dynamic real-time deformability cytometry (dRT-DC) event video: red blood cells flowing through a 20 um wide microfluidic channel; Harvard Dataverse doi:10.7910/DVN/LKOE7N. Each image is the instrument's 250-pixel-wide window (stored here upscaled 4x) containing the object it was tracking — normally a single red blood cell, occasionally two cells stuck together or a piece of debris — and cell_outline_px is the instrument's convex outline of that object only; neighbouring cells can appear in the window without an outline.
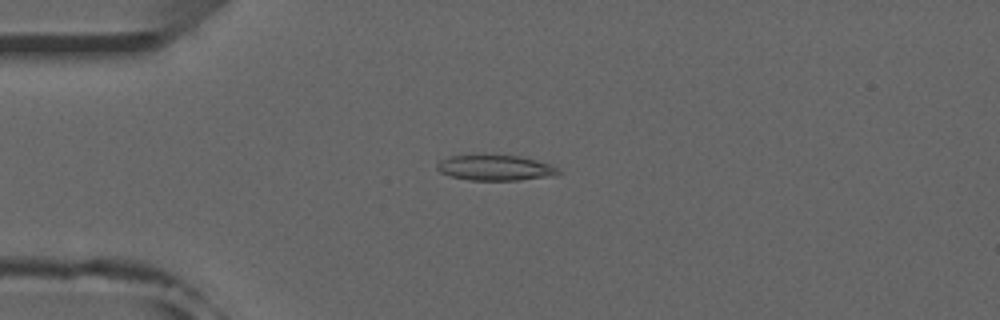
{"species": "common noctule bat (a hibernating species)", "species_latin": "Nyctalus noctula", "temperature_condition": "room temperature", "stored_images_in_passage": 52, "camera_frame_rate_fps": 3000, "um_per_image_px": 0.085, "animal": {"sex": "male", "forearm_length_mm": 52.5}, "frame": {"image": 1, "passage_image": 13, "time_ms": 4.0, "image_size_px": [1000, 320], "cell_outline_px": [[560, 172], [556, 176], [520, 180], [468, 180], [448, 176], [440, 172], [436, 168], [436, 164], [440, 160], [448, 156], [472, 152], [484, 152], [520, 156], [536, 160], [548, 164], [556, 168]], "centroid_in_image_um": [42.0, 14.21], "position_along_channel_um": 43.0, "area_um2": 19.07}}
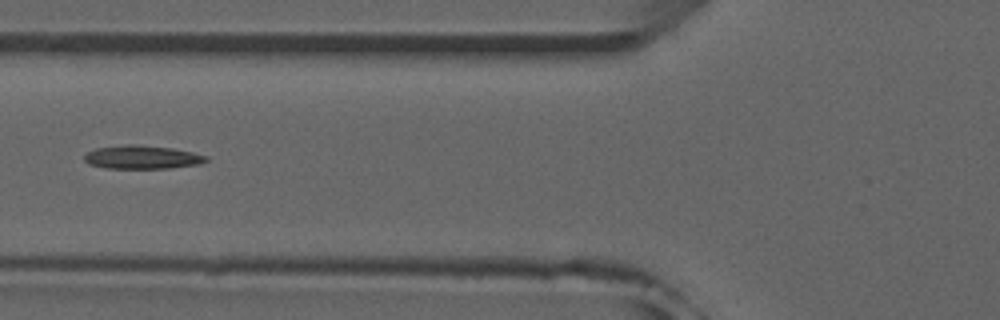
{"frame": {"image": 2, "passage_image": 20, "time_ms": 6.333, "image_size_px": [1000, 320], "cell_outline_px": [[208, 160], [200, 164], [172, 168], [108, 168], [88, 164], [84, 160], [84, 156], [88, 152], [96, 148], [128, 144], [136, 144], [172, 148], [192, 152], [208, 156]], "centroid_in_image_um": [12.1, 13.36], "position_along_channel_um": 113.7, "area_um2": 16.65}}
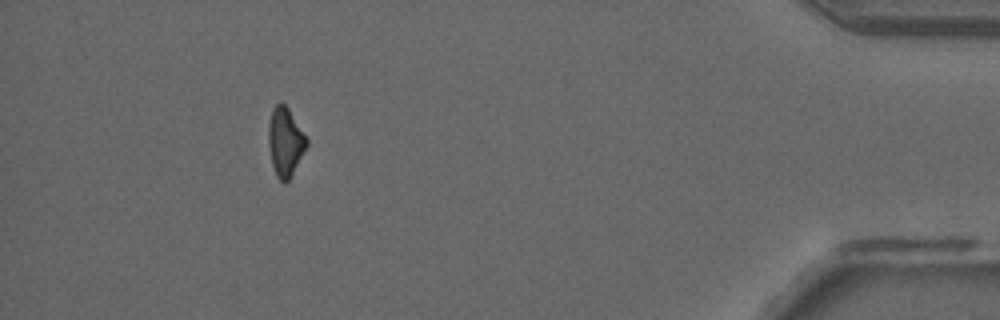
{"frame": {"image": 3, "passage_image": 47, "time_ms": 15.333, "image_size_px": [1000, 320], "cell_outline_px": [[308, 144], [288, 180], [284, 184], [276, 176], [272, 164], [268, 144], [268, 124], [272, 108], [280, 100], [288, 108], [308, 140]], "centroid_in_image_um": [24.22, 12.03], "position_along_channel_um": 411.0, "area_um2": 15.14}, "authors_computed_cell_mechanics": {"area_um2": 16.4152, "velocity_mm_per_s": 3.9778, "shape_relaxation_time_tau1_ms": null, "shape_relaxation_time_tau2_ms": 8.5258, "deformation_change_tau1": null, "deformation_change_tau2": 0.1776}}